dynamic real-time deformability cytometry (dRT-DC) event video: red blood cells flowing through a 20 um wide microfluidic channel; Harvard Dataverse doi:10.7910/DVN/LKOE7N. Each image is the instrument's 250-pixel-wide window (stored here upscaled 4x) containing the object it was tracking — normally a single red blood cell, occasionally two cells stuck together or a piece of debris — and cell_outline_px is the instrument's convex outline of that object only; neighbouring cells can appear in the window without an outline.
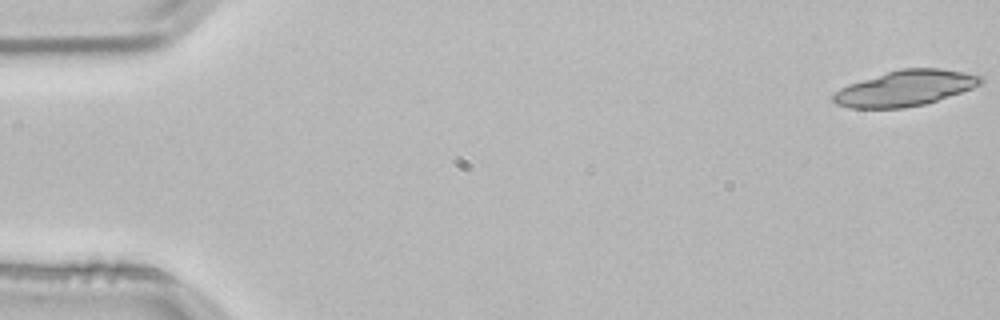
{"species": "common noctule bat (a hibernating species)", "species_latin": "Nyctalus noctula", "temperature_condition": "room temperature", "stored_images_in_passage": 13, "camera_frame_rate_fps": 3000, "um_per_image_px": 0.085, "animal": {"sex": "male", "body_mass_g": 21.5, "forearm_length_mm": 52.0}, "frame": {"image": 1, "passage_image": 1, "time_ms": 0.0, "image_size_px": [1000, 320], "cell_outline_px": [[984, 80], [980, 84], [972, 88], [924, 104], [904, 108], [852, 108], [836, 104], [832, 100], [832, 96], [840, 88], [848, 84], [900, 68], [940, 68], [964, 72], [984, 76]], "centroid_in_image_um": [76.94, 7.49], "position_along_channel_um": 8.1, "area_um2": 30.4}}